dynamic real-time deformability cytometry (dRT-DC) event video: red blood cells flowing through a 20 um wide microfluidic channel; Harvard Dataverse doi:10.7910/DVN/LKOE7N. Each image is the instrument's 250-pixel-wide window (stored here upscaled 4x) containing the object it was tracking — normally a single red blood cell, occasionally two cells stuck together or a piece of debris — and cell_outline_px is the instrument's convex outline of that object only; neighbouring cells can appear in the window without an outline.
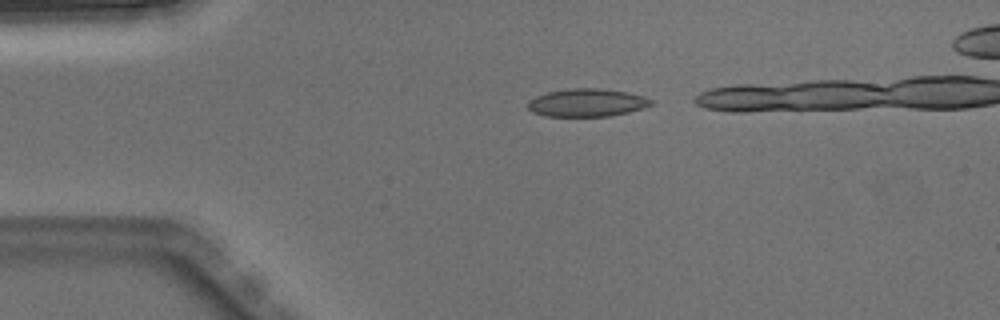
{"species": "Egyptian fruit bat (a non-hibernating species)", "species_latin": "Rousettus aegyptiacus", "temperature_condition": "warm", "stored_images_in_passage": 1, "camera_frame_rate_fps": 3000, "um_per_image_px": 0.085, "animal": {"sex": "male"}, "frame": {"image": 1, "passage_image": 1, "time_ms": 0.0, "image_size_px": [1000, 320], "cell_outline_px": [[652, 104], [644, 108], [612, 116], [544, 116], [532, 112], [528, 108], [528, 100], [536, 96], [548, 92], [568, 88], [600, 88], [628, 92], [644, 96], [652, 100]], "centroid_in_image_um": [49.89, 8.72], "position_along_channel_um": 35.1, "area_um2": 20.17}}